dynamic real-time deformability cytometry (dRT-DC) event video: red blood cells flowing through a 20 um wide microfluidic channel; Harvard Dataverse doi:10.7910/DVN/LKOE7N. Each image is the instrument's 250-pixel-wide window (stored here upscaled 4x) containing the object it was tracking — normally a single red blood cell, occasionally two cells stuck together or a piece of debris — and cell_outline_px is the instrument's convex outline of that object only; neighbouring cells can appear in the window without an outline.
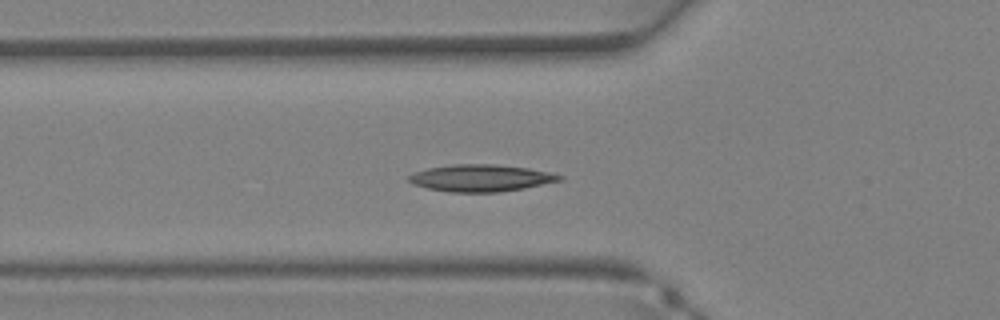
{"species": "Egyptian fruit bat (a non-hibernating species)", "species_latin": "Rousettus aegyptiacus", "temperature_condition": "warm", "stored_images_in_passage": 28, "segment_of_instrument_passage": [1, 2], "camera_frame_rate_fps": 3000, "um_per_image_px": 0.085, "animal": {"sex": "female"}, "frame": {"image": 1, "passage_image": 3, "time_ms": 0.667, "image_size_px": [1000, 320], "cell_outline_px": [[564, 180], [524, 188], [496, 192], [448, 192], [428, 188], [412, 184], [408, 180], [408, 176], [412, 172], [428, 168], [452, 164], [496, 164], [528, 168], [548, 172], [564, 176]], "centroid_in_image_um": [40.86, 15.13], "position_along_channel_um": 84.9, "area_um2": 23.76}}
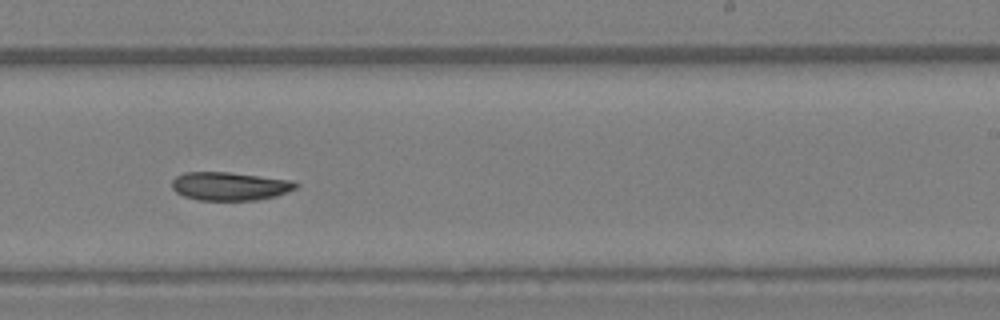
{"frame": {"image": 2, "passage_image": 13, "time_ms": 4.0, "image_size_px": [1000, 320], "cell_outline_px": [[300, 184], [296, 188], [276, 196], [256, 200], [200, 200], [184, 196], [176, 192], [172, 188], [172, 180], [176, 176], [184, 172], [228, 172], [292, 180]], "centroid_in_image_um": [19.53, 15.82], "position_along_channel_um": 269.5, "area_um2": 20.46}}
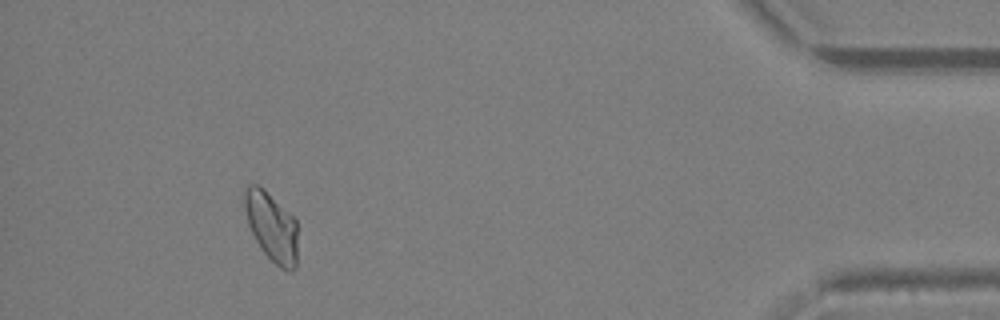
{"frame": {"image": 3, "passage_image": 24, "time_ms": 7.667, "image_size_px": [1000, 320], "cell_outline_px": [[296, 268], [292, 272], [288, 272], [280, 268], [260, 248], [248, 224], [240, 204], [244, 188], [248, 184], [256, 184], [264, 188], [296, 220]], "centroid_in_image_um": [23.02, 19.22], "position_along_channel_um": 412.2, "area_um2": 21.79}}